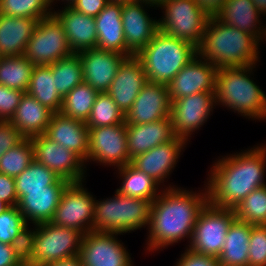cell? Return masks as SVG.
Segmentation results:
<instances>
[{"label":"cell","mask_w":266,"mask_h":266,"mask_svg":"<svg viewBox=\"0 0 266 266\" xmlns=\"http://www.w3.org/2000/svg\"><path fill=\"white\" fill-rule=\"evenodd\" d=\"M215 163L206 190L210 205L233 209L252 191L266 185L265 145L223 157Z\"/></svg>","instance_id":"1"},{"label":"cell","mask_w":266,"mask_h":266,"mask_svg":"<svg viewBox=\"0 0 266 266\" xmlns=\"http://www.w3.org/2000/svg\"><path fill=\"white\" fill-rule=\"evenodd\" d=\"M169 186L152 202L147 250H158L191 239L200 210L208 202L207 191L193 193Z\"/></svg>","instance_id":"2"},{"label":"cell","mask_w":266,"mask_h":266,"mask_svg":"<svg viewBox=\"0 0 266 266\" xmlns=\"http://www.w3.org/2000/svg\"><path fill=\"white\" fill-rule=\"evenodd\" d=\"M258 44L255 36L210 16L197 55L217 69L244 67L259 59Z\"/></svg>","instance_id":"3"},{"label":"cell","mask_w":266,"mask_h":266,"mask_svg":"<svg viewBox=\"0 0 266 266\" xmlns=\"http://www.w3.org/2000/svg\"><path fill=\"white\" fill-rule=\"evenodd\" d=\"M197 56V47L181 38L158 30L153 39L136 55L147 80L168 84Z\"/></svg>","instance_id":"4"},{"label":"cell","mask_w":266,"mask_h":266,"mask_svg":"<svg viewBox=\"0 0 266 266\" xmlns=\"http://www.w3.org/2000/svg\"><path fill=\"white\" fill-rule=\"evenodd\" d=\"M253 66L218 69L215 102L249 118L266 119V95L247 75Z\"/></svg>","instance_id":"5"},{"label":"cell","mask_w":266,"mask_h":266,"mask_svg":"<svg viewBox=\"0 0 266 266\" xmlns=\"http://www.w3.org/2000/svg\"><path fill=\"white\" fill-rule=\"evenodd\" d=\"M34 229L28 231L25 264L44 266L79 256L83 232L51 222L36 224Z\"/></svg>","instance_id":"6"},{"label":"cell","mask_w":266,"mask_h":266,"mask_svg":"<svg viewBox=\"0 0 266 266\" xmlns=\"http://www.w3.org/2000/svg\"><path fill=\"white\" fill-rule=\"evenodd\" d=\"M115 194L114 198L95 200L92 231L122 234L149 225L152 201Z\"/></svg>","instance_id":"7"},{"label":"cell","mask_w":266,"mask_h":266,"mask_svg":"<svg viewBox=\"0 0 266 266\" xmlns=\"http://www.w3.org/2000/svg\"><path fill=\"white\" fill-rule=\"evenodd\" d=\"M158 7L165 10V18L158 20L159 30L196 47L201 43L210 16L194 0H166Z\"/></svg>","instance_id":"8"},{"label":"cell","mask_w":266,"mask_h":266,"mask_svg":"<svg viewBox=\"0 0 266 266\" xmlns=\"http://www.w3.org/2000/svg\"><path fill=\"white\" fill-rule=\"evenodd\" d=\"M235 218L233 209L216 207L207 202L197 217L189 249L218 258L228 229Z\"/></svg>","instance_id":"9"},{"label":"cell","mask_w":266,"mask_h":266,"mask_svg":"<svg viewBox=\"0 0 266 266\" xmlns=\"http://www.w3.org/2000/svg\"><path fill=\"white\" fill-rule=\"evenodd\" d=\"M72 54L63 26L52 14L38 21L24 56L35 66H44Z\"/></svg>","instance_id":"10"},{"label":"cell","mask_w":266,"mask_h":266,"mask_svg":"<svg viewBox=\"0 0 266 266\" xmlns=\"http://www.w3.org/2000/svg\"><path fill=\"white\" fill-rule=\"evenodd\" d=\"M94 209L95 198L83 188L82 181L70 182L63 191L50 222L86 234L92 231Z\"/></svg>","instance_id":"11"},{"label":"cell","mask_w":266,"mask_h":266,"mask_svg":"<svg viewBox=\"0 0 266 266\" xmlns=\"http://www.w3.org/2000/svg\"><path fill=\"white\" fill-rule=\"evenodd\" d=\"M88 159L120 168L131 162L126 123L88 128Z\"/></svg>","instance_id":"12"},{"label":"cell","mask_w":266,"mask_h":266,"mask_svg":"<svg viewBox=\"0 0 266 266\" xmlns=\"http://www.w3.org/2000/svg\"><path fill=\"white\" fill-rule=\"evenodd\" d=\"M31 141L36 162L69 182H83L86 167H83L84 161L77 154L57 144L45 134L31 137Z\"/></svg>","instance_id":"13"},{"label":"cell","mask_w":266,"mask_h":266,"mask_svg":"<svg viewBox=\"0 0 266 266\" xmlns=\"http://www.w3.org/2000/svg\"><path fill=\"white\" fill-rule=\"evenodd\" d=\"M116 235L97 231L84 234L79 250L82 266H132L130 254Z\"/></svg>","instance_id":"14"},{"label":"cell","mask_w":266,"mask_h":266,"mask_svg":"<svg viewBox=\"0 0 266 266\" xmlns=\"http://www.w3.org/2000/svg\"><path fill=\"white\" fill-rule=\"evenodd\" d=\"M214 104H218L215 102V92H201L173 100L170 118L175 136L188 141L187 137L208 119Z\"/></svg>","instance_id":"15"},{"label":"cell","mask_w":266,"mask_h":266,"mask_svg":"<svg viewBox=\"0 0 266 266\" xmlns=\"http://www.w3.org/2000/svg\"><path fill=\"white\" fill-rule=\"evenodd\" d=\"M171 101L166 84L147 82L131 109L125 114L126 125L146 124L170 117Z\"/></svg>","instance_id":"16"},{"label":"cell","mask_w":266,"mask_h":266,"mask_svg":"<svg viewBox=\"0 0 266 266\" xmlns=\"http://www.w3.org/2000/svg\"><path fill=\"white\" fill-rule=\"evenodd\" d=\"M202 60L197 55L168 84L171 102L201 92H215L218 69L207 60Z\"/></svg>","instance_id":"17"},{"label":"cell","mask_w":266,"mask_h":266,"mask_svg":"<svg viewBox=\"0 0 266 266\" xmlns=\"http://www.w3.org/2000/svg\"><path fill=\"white\" fill-rule=\"evenodd\" d=\"M83 67L84 82L98 92H106L117 74L120 64L127 58L124 54L98 48L77 52Z\"/></svg>","instance_id":"18"},{"label":"cell","mask_w":266,"mask_h":266,"mask_svg":"<svg viewBox=\"0 0 266 266\" xmlns=\"http://www.w3.org/2000/svg\"><path fill=\"white\" fill-rule=\"evenodd\" d=\"M154 6L148 2L135 0L123 3L121 20L125 36L126 48L136 56L159 30L158 20L150 19L142 4Z\"/></svg>","instance_id":"19"},{"label":"cell","mask_w":266,"mask_h":266,"mask_svg":"<svg viewBox=\"0 0 266 266\" xmlns=\"http://www.w3.org/2000/svg\"><path fill=\"white\" fill-rule=\"evenodd\" d=\"M147 82L141 61L136 56H131L120 64L117 74L106 92L125 115Z\"/></svg>","instance_id":"20"},{"label":"cell","mask_w":266,"mask_h":266,"mask_svg":"<svg viewBox=\"0 0 266 266\" xmlns=\"http://www.w3.org/2000/svg\"><path fill=\"white\" fill-rule=\"evenodd\" d=\"M186 140L175 137L172 141L158 145L149 151L131 159V164L138 170L152 177L159 184L167 178L183 149Z\"/></svg>","instance_id":"21"},{"label":"cell","mask_w":266,"mask_h":266,"mask_svg":"<svg viewBox=\"0 0 266 266\" xmlns=\"http://www.w3.org/2000/svg\"><path fill=\"white\" fill-rule=\"evenodd\" d=\"M69 183L60 178L55 184L49 185V190L26 191L17 204L26 222L32 221L34 225L50 222Z\"/></svg>","instance_id":"22"},{"label":"cell","mask_w":266,"mask_h":266,"mask_svg":"<svg viewBox=\"0 0 266 266\" xmlns=\"http://www.w3.org/2000/svg\"><path fill=\"white\" fill-rule=\"evenodd\" d=\"M45 135L73 151L83 161L88 160L89 129L85 122L64 116L60 112L53 113Z\"/></svg>","instance_id":"23"},{"label":"cell","mask_w":266,"mask_h":266,"mask_svg":"<svg viewBox=\"0 0 266 266\" xmlns=\"http://www.w3.org/2000/svg\"><path fill=\"white\" fill-rule=\"evenodd\" d=\"M62 24L67 42L73 53L96 48L97 31L95 17L77 12L70 6L52 13Z\"/></svg>","instance_id":"24"},{"label":"cell","mask_w":266,"mask_h":266,"mask_svg":"<svg viewBox=\"0 0 266 266\" xmlns=\"http://www.w3.org/2000/svg\"><path fill=\"white\" fill-rule=\"evenodd\" d=\"M126 134L130 159L176 137L170 117L146 124L126 125Z\"/></svg>","instance_id":"25"},{"label":"cell","mask_w":266,"mask_h":266,"mask_svg":"<svg viewBox=\"0 0 266 266\" xmlns=\"http://www.w3.org/2000/svg\"><path fill=\"white\" fill-rule=\"evenodd\" d=\"M123 3L109 2L95 17L97 46L100 50H110L134 56L127 48L121 20Z\"/></svg>","instance_id":"26"},{"label":"cell","mask_w":266,"mask_h":266,"mask_svg":"<svg viewBox=\"0 0 266 266\" xmlns=\"http://www.w3.org/2000/svg\"><path fill=\"white\" fill-rule=\"evenodd\" d=\"M38 19L0 14V55H24Z\"/></svg>","instance_id":"27"},{"label":"cell","mask_w":266,"mask_h":266,"mask_svg":"<svg viewBox=\"0 0 266 266\" xmlns=\"http://www.w3.org/2000/svg\"><path fill=\"white\" fill-rule=\"evenodd\" d=\"M53 112L40 104L34 97L24 93L9 122L25 138L45 134Z\"/></svg>","instance_id":"28"},{"label":"cell","mask_w":266,"mask_h":266,"mask_svg":"<svg viewBox=\"0 0 266 266\" xmlns=\"http://www.w3.org/2000/svg\"><path fill=\"white\" fill-rule=\"evenodd\" d=\"M259 11L251 0H226L222 9L215 15L221 22L262 40L264 28L259 24ZM258 23V24H257Z\"/></svg>","instance_id":"29"},{"label":"cell","mask_w":266,"mask_h":266,"mask_svg":"<svg viewBox=\"0 0 266 266\" xmlns=\"http://www.w3.org/2000/svg\"><path fill=\"white\" fill-rule=\"evenodd\" d=\"M253 224L235 218L226 234L220 266H248L249 238Z\"/></svg>","instance_id":"30"},{"label":"cell","mask_w":266,"mask_h":266,"mask_svg":"<svg viewBox=\"0 0 266 266\" xmlns=\"http://www.w3.org/2000/svg\"><path fill=\"white\" fill-rule=\"evenodd\" d=\"M26 93L53 113L60 112L63 98L55 89V78H53L51 68L48 65L34 66Z\"/></svg>","instance_id":"31"},{"label":"cell","mask_w":266,"mask_h":266,"mask_svg":"<svg viewBox=\"0 0 266 266\" xmlns=\"http://www.w3.org/2000/svg\"><path fill=\"white\" fill-rule=\"evenodd\" d=\"M118 169L120 176L123 178L122 186L116 190L120 194L152 202L159 196L156 192L159 183L146 173L135 168L131 163H127Z\"/></svg>","instance_id":"32"},{"label":"cell","mask_w":266,"mask_h":266,"mask_svg":"<svg viewBox=\"0 0 266 266\" xmlns=\"http://www.w3.org/2000/svg\"><path fill=\"white\" fill-rule=\"evenodd\" d=\"M34 64L24 55L0 57V84L26 93L34 70Z\"/></svg>","instance_id":"33"},{"label":"cell","mask_w":266,"mask_h":266,"mask_svg":"<svg viewBox=\"0 0 266 266\" xmlns=\"http://www.w3.org/2000/svg\"><path fill=\"white\" fill-rule=\"evenodd\" d=\"M88 83L75 86L64 98L60 113L64 116L86 122L98 95Z\"/></svg>","instance_id":"34"},{"label":"cell","mask_w":266,"mask_h":266,"mask_svg":"<svg viewBox=\"0 0 266 266\" xmlns=\"http://www.w3.org/2000/svg\"><path fill=\"white\" fill-rule=\"evenodd\" d=\"M55 78V89L64 98L75 86L84 82L83 67L79 55L73 53L71 56L60 59L48 65Z\"/></svg>","instance_id":"35"},{"label":"cell","mask_w":266,"mask_h":266,"mask_svg":"<svg viewBox=\"0 0 266 266\" xmlns=\"http://www.w3.org/2000/svg\"><path fill=\"white\" fill-rule=\"evenodd\" d=\"M59 179L56 173L34 160L14 178L18 201L26 195V191L49 190V185L55 184Z\"/></svg>","instance_id":"36"},{"label":"cell","mask_w":266,"mask_h":266,"mask_svg":"<svg viewBox=\"0 0 266 266\" xmlns=\"http://www.w3.org/2000/svg\"><path fill=\"white\" fill-rule=\"evenodd\" d=\"M28 224L17 206H10L0 214V242L27 246Z\"/></svg>","instance_id":"37"},{"label":"cell","mask_w":266,"mask_h":266,"mask_svg":"<svg viewBox=\"0 0 266 266\" xmlns=\"http://www.w3.org/2000/svg\"><path fill=\"white\" fill-rule=\"evenodd\" d=\"M88 128L125 123V115L107 92H99L85 122Z\"/></svg>","instance_id":"38"},{"label":"cell","mask_w":266,"mask_h":266,"mask_svg":"<svg viewBox=\"0 0 266 266\" xmlns=\"http://www.w3.org/2000/svg\"><path fill=\"white\" fill-rule=\"evenodd\" d=\"M34 161L31 138H24L19 144L6 151L0 158V173L11 177L20 175Z\"/></svg>","instance_id":"39"},{"label":"cell","mask_w":266,"mask_h":266,"mask_svg":"<svg viewBox=\"0 0 266 266\" xmlns=\"http://www.w3.org/2000/svg\"><path fill=\"white\" fill-rule=\"evenodd\" d=\"M233 210L239 220L253 225L266 224V185L252 191Z\"/></svg>","instance_id":"40"},{"label":"cell","mask_w":266,"mask_h":266,"mask_svg":"<svg viewBox=\"0 0 266 266\" xmlns=\"http://www.w3.org/2000/svg\"><path fill=\"white\" fill-rule=\"evenodd\" d=\"M50 5V0H0V14L40 20L52 15Z\"/></svg>","instance_id":"41"},{"label":"cell","mask_w":266,"mask_h":266,"mask_svg":"<svg viewBox=\"0 0 266 266\" xmlns=\"http://www.w3.org/2000/svg\"><path fill=\"white\" fill-rule=\"evenodd\" d=\"M248 266H266V224L252 225Z\"/></svg>","instance_id":"42"},{"label":"cell","mask_w":266,"mask_h":266,"mask_svg":"<svg viewBox=\"0 0 266 266\" xmlns=\"http://www.w3.org/2000/svg\"><path fill=\"white\" fill-rule=\"evenodd\" d=\"M25 92L0 84V121H9Z\"/></svg>","instance_id":"43"},{"label":"cell","mask_w":266,"mask_h":266,"mask_svg":"<svg viewBox=\"0 0 266 266\" xmlns=\"http://www.w3.org/2000/svg\"><path fill=\"white\" fill-rule=\"evenodd\" d=\"M25 137L9 121H0V158Z\"/></svg>","instance_id":"44"},{"label":"cell","mask_w":266,"mask_h":266,"mask_svg":"<svg viewBox=\"0 0 266 266\" xmlns=\"http://www.w3.org/2000/svg\"><path fill=\"white\" fill-rule=\"evenodd\" d=\"M27 246H15L0 242V266H22Z\"/></svg>","instance_id":"45"},{"label":"cell","mask_w":266,"mask_h":266,"mask_svg":"<svg viewBox=\"0 0 266 266\" xmlns=\"http://www.w3.org/2000/svg\"><path fill=\"white\" fill-rule=\"evenodd\" d=\"M176 266H220V263L215 257L199 254L187 248Z\"/></svg>","instance_id":"46"},{"label":"cell","mask_w":266,"mask_h":266,"mask_svg":"<svg viewBox=\"0 0 266 266\" xmlns=\"http://www.w3.org/2000/svg\"><path fill=\"white\" fill-rule=\"evenodd\" d=\"M0 200L9 206H17L18 197L15 190L14 177L0 173Z\"/></svg>","instance_id":"47"},{"label":"cell","mask_w":266,"mask_h":266,"mask_svg":"<svg viewBox=\"0 0 266 266\" xmlns=\"http://www.w3.org/2000/svg\"><path fill=\"white\" fill-rule=\"evenodd\" d=\"M108 3L109 0H74L70 7L77 12L96 17Z\"/></svg>","instance_id":"48"},{"label":"cell","mask_w":266,"mask_h":266,"mask_svg":"<svg viewBox=\"0 0 266 266\" xmlns=\"http://www.w3.org/2000/svg\"><path fill=\"white\" fill-rule=\"evenodd\" d=\"M209 16H215L223 7L226 0H194Z\"/></svg>","instance_id":"49"},{"label":"cell","mask_w":266,"mask_h":266,"mask_svg":"<svg viewBox=\"0 0 266 266\" xmlns=\"http://www.w3.org/2000/svg\"><path fill=\"white\" fill-rule=\"evenodd\" d=\"M44 266H82V263L79 256H76L65 260L55 261Z\"/></svg>","instance_id":"50"},{"label":"cell","mask_w":266,"mask_h":266,"mask_svg":"<svg viewBox=\"0 0 266 266\" xmlns=\"http://www.w3.org/2000/svg\"><path fill=\"white\" fill-rule=\"evenodd\" d=\"M260 14L266 13V0H251Z\"/></svg>","instance_id":"51"},{"label":"cell","mask_w":266,"mask_h":266,"mask_svg":"<svg viewBox=\"0 0 266 266\" xmlns=\"http://www.w3.org/2000/svg\"><path fill=\"white\" fill-rule=\"evenodd\" d=\"M10 206L4 201L0 200V214L7 210Z\"/></svg>","instance_id":"52"},{"label":"cell","mask_w":266,"mask_h":266,"mask_svg":"<svg viewBox=\"0 0 266 266\" xmlns=\"http://www.w3.org/2000/svg\"><path fill=\"white\" fill-rule=\"evenodd\" d=\"M141 1L148 2L150 4H154L155 6L157 5V7H158L163 1H166V0H141Z\"/></svg>","instance_id":"53"},{"label":"cell","mask_w":266,"mask_h":266,"mask_svg":"<svg viewBox=\"0 0 266 266\" xmlns=\"http://www.w3.org/2000/svg\"><path fill=\"white\" fill-rule=\"evenodd\" d=\"M135 0H109V2H117V3H127V2H132Z\"/></svg>","instance_id":"54"},{"label":"cell","mask_w":266,"mask_h":266,"mask_svg":"<svg viewBox=\"0 0 266 266\" xmlns=\"http://www.w3.org/2000/svg\"><path fill=\"white\" fill-rule=\"evenodd\" d=\"M66 1H68L67 5L70 6L73 3L74 0H66ZM52 2H54V0H50V4H52Z\"/></svg>","instance_id":"55"}]
</instances>
